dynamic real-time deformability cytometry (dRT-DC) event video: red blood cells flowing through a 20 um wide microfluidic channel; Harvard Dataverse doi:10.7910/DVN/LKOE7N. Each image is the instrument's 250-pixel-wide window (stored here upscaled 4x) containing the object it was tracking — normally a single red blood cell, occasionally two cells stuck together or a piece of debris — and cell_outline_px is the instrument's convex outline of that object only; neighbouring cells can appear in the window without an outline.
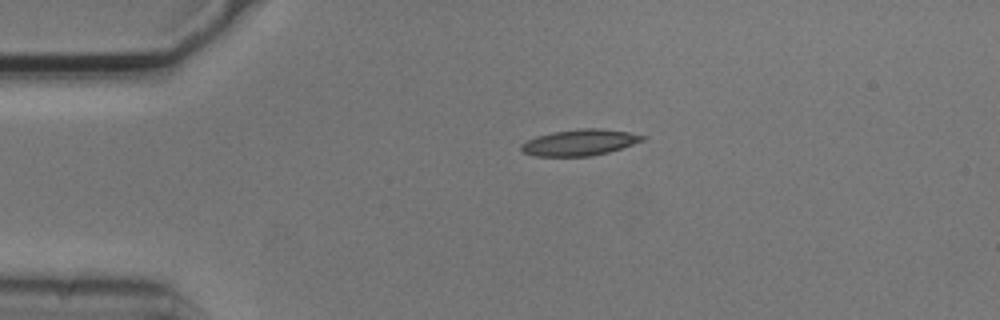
{"species": "common noctule bat (a hibernating species)", "species_latin": "Nyctalus noctula", "temperature_condition": "cold", "stored_images_in_passage": 2, "camera_frame_rate_fps": 3000, "um_per_image_px": 0.085, "animal": {"sex": "male", "body_mass_g": 20.5, "forearm_length_mm": 52.5}, "frame": {"image": 1, "passage_image": 1, "time_ms": 0.0, "image_size_px": [1000, 320], "cell_outline_px": [[648, 136], [644, 140], [608, 152], [592, 156], [532, 156], [524, 152], [520, 148], [520, 144], [524, 140], [536, 136], [552, 132], [580, 128], [600, 128], [628, 132]], "centroid_in_image_um": [49.23, 12.1], "position_along_channel_um": 35.8, "area_um2": 18.61}}